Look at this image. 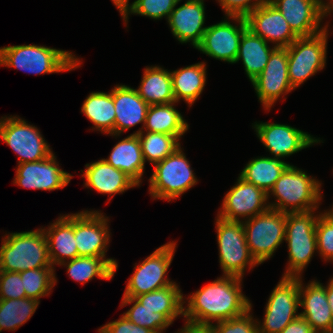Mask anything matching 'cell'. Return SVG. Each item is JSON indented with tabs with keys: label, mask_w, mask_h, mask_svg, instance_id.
Segmentation results:
<instances>
[{
	"label": "cell",
	"mask_w": 333,
	"mask_h": 333,
	"mask_svg": "<svg viewBox=\"0 0 333 333\" xmlns=\"http://www.w3.org/2000/svg\"><path fill=\"white\" fill-rule=\"evenodd\" d=\"M248 29L275 47H288L298 36L281 12L269 1L258 6L246 18Z\"/></svg>",
	"instance_id": "ffe728a7"
},
{
	"label": "cell",
	"mask_w": 333,
	"mask_h": 333,
	"mask_svg": "<svg viewBox=\"0 0 333 333\" xmlns=\"http://www.w3.org/2000/svg\"><path fill=\"white\" fill-rule=\"evenodd\" d=\"M289 165L280 158L258 156L246 164L239 176L268 194Z\"/></svg>",
	"instance_id": "d6a6232c"
},
{
	"label": "cell",
	"mask_w": 333,
	"mask_h": 333,
	"mask_svg": "<svg viewBox=\"0 0 333 333\" xmlns=\"http://www.w3.org/2000/svg\"><path fill=\"white\" fill-rule=\"evenodd\" d=\"M326 296L333 316V277L331 279L329 278V281L326 285Z\"/></svg>",
	"instance_id": "c3c4849f"
},
{
	"label": "cell",
	"mask_w": 333,
	"mask_h": 333,
	"mask_svg": "<svg viewBox=\"0 0 333 333\" xmlns=\"http://www.w3.org/2000/svg\"><path fill=\"white\" fill-rule=\"evenodd\" d=\"M40 301L33 298L0 299V331H15L35 313Z\"/></svg>",
	"instance_id": "e575fe53"
},
{
	"label": "cell",
	"mask_w": 333,
	"mask_h": 333,
	"mask_svg": "<svg viewBox=\"0 0 333 333\" xmlns=\"http://www.w3.org/2000/svg\"><path fill=\"white\" fill-rule=\"evenodd\" d=\"M178 0H134L128 15L123 19L124 25L128 24L129 16L132 14L149 17L153 20H166L174 10Z\"/></svg>",
	"instance_id": "f35d334b"
},
{
	"label": "cell",
	"mask_w": 333,
	"mask_h": 333,
	"mask_svg": "<svg viewBox=\"0 0 333 333\" xmlns=\"http://www.w3.org/2000/svg\"><path fill=\"white\" fill-rule=\"evenodd\" d=\"M116 9L121 14L122 20L128 15L132 8V3H129V0H111Z\"/></svg>",
	"instance_id": "bcb514c9"
},
{
	"label": "cell",
	"mask_w": 333,
	"mask_h": 333,
	"mask_svg": "<svg viewBox=\"0 0 333 333\" xmlns=\"http://www.w3.org/2000/svg\"><path fill=\"white\" fill-rule=\"evenodd\" d=\"M257 320L258 318L253 316L252 303H250V309L244 314L213 323L209 329L212 333H258Z\"/></svg>",
	"instance_id": "ab89813d"
},
{
	"label": "cell",
	"mask_w": 333,
	"mask_h": 333,
	"mask_svg": "<svg viewBox=\"0 0 333 333\" xmlns=\"http://www.w3.org/2000/svg\"><path fill=\"white\" fill-rule=\"evenodd\" d=\"M219 263L223 276L243 279L245 271L259 264L251 256L242 222L215 217Z\"/></svg>",
	"instance_id": "ba28073f"
},
{
	"label": "cell",
	"mask_w": 333,
	"mask_h": 333,
	"mask_svg": "<svg viewBox=\"0 0 333 333\" xmlns=\"http://www.w3.org/2000/svg\"><path fill=\"white\" fill-rule=\"evenodd\" d=\"M2 238L0 247L2 271L22 272L53 267L42 227L25 232L5 233Z\"/></svg>",
	"instance_id": "277c9868"
},
{
	"label": "cell",
	"mask_w": 333,
	"mask_h": 333,
	"mask_svg": "<svg viewBox=\"0 0 333 333\" xmlns=\"http://www.w3.org/2000/svg\"><path fill=\"white\" fill-rule=\"evenodd\" d=\"M80 60L71 51L37 44L0 47V67L34 75L72 71L81 66Z\"/></svg>",
	"instance_id": "7a4b0ae2"
},
{
	"label": "cell",
	"mask_w": 333,
	"mask_h": 333,
	"mask_svg": "<svg viewBox=\"0 0 333 333\" xmlns=\"http://www.w3.org/2000/svg\"><path fill=\"white\" fill-rule=\"evenodd\" d=\"M247 28L244 17L225 16L221 22L208 26L195 49L216 60L235 64L240 39Z\"/></svg>",
	"instance_id": "4fadbf2b"
},
{
	"label": "cell",
	"mask_w": 333,
	"mask_h": 333,
	"mask_svg": "<svg viewBox=\"0 0 333 333\" xmlns=\"http://www.w3.org/2000/svg\"><path fill=\"white\" fill-rule=\"evenodd\" d=\"M258 101L264 110H271L272 106L284 95L295 90L288 77V51L287 47H276L262 73L251 82Z\"/></svg>",
	"instance_id": "5bb4252c"
},
{
	"label": "cell",
	"mask_w": 333,
	"mask_h": 333,
	"mask_svg": "<svg viewBox=\"0 0 333 333\" xmlns=\"http://www.w3.org/2000/svg\"><path fill=\"white\" fill-rule=\"evenodd\" d=\"M286 19L298 37H310L329 27L323 19L331 13L317 0H269Z\"/></svg>",
	"instance_id": "ac0fdd59"
},
{
	"label": "cell",
	"mask_w": 333,
	"mask_h": 333,
	"mask_svg": "<svg viewBox=\"0 0 333 333\" xmlns=\"http://www.w3.org/2000/svg\"><path fill=\"white\" fill-rule=\"evenodd\" d=\"M260 142L272 157L283 160L305 148L323 142L308 132L287 124L254 122L252 125Z\"/></svg>",
	"instance_id": "9a60e30c"
},
{
	"label": "cell",
	"mask_w": 333,
	"mask_h": 333,
	"mask_svg": "<svg viewBox=\"0 0 333 333\" xmlns=\"http://www.w3.org/2000/svg\"><path fill=\"white\" fill-rule=\"evenodd\" d=\"M269 208L268 194L238 176L233 187L225 194L217 216L227 221L242 222Z\"/></svg>",
	"instance_id": "2e32d148"
},
{
	"label": "cell",
	"mask_w": 333,
	"mask_h": 333,
	"mask_svg": "<svg viewBox=\"0 0 333 333\" xmlns=\"http://www.w3.org/2000/svg\"><path fill=\"white\" fill-rule=\"evenodd\" d=\"M178 147L164 160L153 165L149 178V194L155 199L171 200L179 197L198 183L193 169L183 152Z\"/></svg>",
	"instance_id": "8992f818"
},
{
	"label": "cell",
	"mask_w": 333,
	"mask_h": 333,
	"mask_svg": "<svg viewBox=\"0 0 333 333\" xmlns=\"http://www.w3.org/2000/svg\"><path fill=\"white\" fill-rule=\"evenodd\" d=\"M242 280L238 277H217L213 282L184 297L185 324L197 328H209L213 321H225L244 314L250 309V300L242 292Z\"/></svg>",
	"instance_id": "6da1fadb"
},
{
	"label": "cell",
	"mask_w": 333,
	"mask_h": 333,
	"mask_svg": "<svg viewBox=\"0 0 333 333\" xmlns=\"http://www.w3.org/2000/svg\"><path fill=\"white\" fill-rule=\"evenodd\" d=\"M328 32L330 31L327 27L319 34L298 37L287 47L288 77L294 89L325 68Z\"/></svg>",
	"instance_id": "9c48e42d"
},
{
	"label": "cell",
	"mask_w": 333,
	"mask_h": 333,
	"mask_svg": "<svg viewBox=\"0 0 333 333\" xmlns=\"http://www.w3.org/2000/svg\"><path fill=\"white\" fill-rule=\"evenodd\" d=\"M0 139L18 155V164L43 160L53 153L40 130L17 115L0 118Z\"/></svg>",
	"instance_id": "8fae6325"
},
{
	"label": "cell",
	"mask_w": 333,
	"mask_h": 333,
	"mask_svg": "<svg viewBox=\"0 0 333 333\" xmlns=\"http://www.w3.org/2000/svg\"><path fill=\"white\" fill-rule=\"evenodd\" d=\"M176 333H212V331L209 328H197L184 325V327L179 329Z\"/></svg>",
	"instance_id": "7dc6e473"
},
{
	"label": "cell",
	"mask_w": 333,
	"mask_h": 333,
	"mask_svg": "<svg viewBox=\"0 0 333 333\" xmlns=\"http://www.w3.org/2000/svg\"><path fill=\"white\" fill-rule=\"evenodd\" d=\"M98 333H155L154 331L130 322L123 314L115 321L98 329Z\"/></svg>",
	"instance_id": "ee69618b"
},
{
	"label": "cell",
	"mask_w": 333,
	"mask_h": 333,
	"mask_svg": "<svg viewBox=\"0 0 333 333\" xmlns=\"http://www.w3.org/2000/svg\"><path fill=\"white\" fill-rule=\"evenodd\" d=\"M132 303L130 309L123 313L130 322L148 328L155 333H164L172 324L163 314L143 306L134 297H122L120 308Z\"/></svg>",
	"instance_id": "8d00e7d4"
},
{
	"label": "cell",
	"mask_w": 333,
	"mask_h": 333,
	"mask_svg": "<svg viewBox=\"0 0 333 333\" xmlns=\"http://www.w3.org/2000/svg\"><path fill=\"white\" fill-rule=\"evenodd\" d=\"M82 178H85L84 187L91 188L100 194H108L110 199L116 194H123L130 188L139 185L129 177L125 172L114 168L103 158L87 163L85 169L80 170Z\"/></svg>",
	"instance_id": "cb8c5ba5"
},
{
	"label": "cell",
	"mask_w": 333,
	"mask_h": 333,
	"mask_svg": "<svg viewBox=\"0 0 333 333\" xmlns=\"http://www.w3.org/2000/svg\"><path fill=\"white\" fill-rule=\"evenodd\" d=\"M317 210L286 213L284 241L287 242L289 256L283 277H301L315 252H318L316 222L322 212Z\"/></svg>",
	"instance_id": "5b68a950"
},
{
	"label": "cell",
	"mask_w": 333,
	"mask_h": 333,
	"mask_svg": "<svg viewBox=\"0 0 333 333\" xmlns=\"http://www.w3.org/2000/svg\"><path fill=\"white\" fill-rule=\"evenodd\" d=\"M19 273L23 280L26 297L38 301L42 297L49 296L57 283L54 267L29 269Z\"/></svg>",
	"instance_id": "74e56055"
},
{
	"label": "cell",
	"mask_w": 333,
	"mask_h": 333,
	"mask_svg": "<svg viewBox=\"0 0 333 333\" xmlns=\"http://www.w3.org/2000/svg\"><path fill=\"white\" fill-rule=\"evenodd\" d=\"M321 185V181L291 164L269 191V207L283 213L308 212L318 209L323 199ZM271 196L275 198L273 203L269 202Z\"/></svg>",
	"instance_id": "3957f363"
},
{
	"label": "cell",
	"mask_w": 333,
	"mask_h": 333,
	"mask_svg": "<svg viewBox=\"0 0 333 333\" xmlns=\"http://www.w3.org/2000/svg\"><path fill=\"white\" fill-rule=\"evenodd\" d=\"M320 4H322L326 9H327V1H324V0H317Z\"/></svg>",
	"instance_id": "816d5d0a"
},
{
	"label": "cell",
	"mask_w": 333,
	"mask_h": 333,
	"mask_svg": "<svg viewBox=\"0 0 333 333\" xmlns=\"http://www.w3.org/2000/svg\"><path fill=\"white\" fill-rule=\"evenodd\" d=\"M109 219L98 210L74 213V236L78 256L106 257L111 237Z\"/></svg>",
	"instance_id": "e0dca14e"
},
{
	"label": "cell",
	"mask_w": 333,
	"mask_h": 333,
	"mask_svg": "<svg viewBox=\"0 0 333 333\" xmlns=\"http://www.w3.org/2000/svg\"><path fill=\"white\" fill-rule=\"evenodd\" d=\"M26 298L23 280L19 272H0V299Z\"/></svg>",
	"instance_id": "b9f144b4"
},
{
	"label": "cell",
	"mask_w": 333,
	"mask_h": 333,
	"mask_svg": "<svg viewBox=\"0 0 333 333\" xmlns=\"http://www.w3.org/2000/svg\"><path fill=\"white\" fill-rule=\"evenodd\" d=\"M263 38L255 35L250 29H246L239 43V51L235 63L243 62L245 74L250 82L254 81L264 70L272 51ZM270 46V47H269Z\"/></svg>",
	"instance_id": "4316f807"
},
{
	"label": "cell",
	"mask_w": 333,
	"mask_h": 333,
	"mask_svg": "<svg viewBox=\"0 0 333 333\" xmlns=\"http://www.w3.org/2000/svg\"><path fill=\"white\" fill-rule=\"evenodd\" d=\"M300 317L307 320L316 333H333V316L326 296V286L317 280L304 285L299 277Z\"/></svg>",
	"instance_id": "7402d4cb"
},
{
	"label": "cell",
	"mask_w": 333,
	"mask_h": 333,
	"mask_svg": "<svg viewBox=\"0 0 333 333\" xmlns=\"http://www.w3.org/2000/svg\"><path fill=\"white\" fill-rule=\"evenodd\" d=\"M113 103L115 107V134L110 136L120 137L121 133L130 130L142 123L141 128L132 134L143 131L149 104L131 86L117 84L113 88Z\"/></svg>",
	"instance_id": "603a6c76"
},
{
	"label": "cell",
	"mask_w": 333,
	"mask_h": 333,
	"mask_svg": "<svg viewBox=\"0 0 333 333\" xmlns=\"http://www.w3.org/2000/svg\"><path fill=\"white\" fill-rule=\"evenodd\" d=\"M176 103L149 105L143 130L173 135L180 140L189 130V125L176 110Z\"/></svg>",
	"instance_id": "1f68e13d"
},
{
	"label": "cell",
	"mask_w": 333,
	"mask_h": 333,
	"mask_svg": "<svg viewBox=\"0 0 333 333\" xmlns=\"http://www.w3.org/2000/svg\"><path fill=\"white\" fill-rule=\"evenodd\" d=\"M327 10L330 13H333V0H328V2H327Z\"/></svg>",
	"instance_id": "681fc988"
},
{
	"label": "cell",
	"mask_w": 333,
	"mask_h": 333,
	"mask_svg": "<svg viewBox=\"0 0 333 333\" xmlns=\"http://www.w3.org/2000/svg\"><path fill=\"white\" fill-rule=\"evenodd\" d=\"M181 1L178 0L167 23L171 33L181 44L190 42L193 48H196L208 28L204 26L206 19L204 0H186L177 7Z\"/></svg>",
	"instance_id": "44dd1931"
},
{
	"label": "cell",
	"mask_w": 333,
	"mask_h": 333,
	"mask_svg": "<svg viewBox=\"0 0 333 333\" xmlns=\"http://www.w3.org/2000/svg\"><path fill=\"white\" fill-rule=\"evenodd\" d=\"M104 160L114 168L125 172L139 186L145 173V160L137 134H130L118 141Z\"/></svg>",
	"instance_id": "484cf974"
},
{
	"label": "cell",
	"mask_w": 333,
	"mask_h": 333,
	"mask_svg": "<svg viewBox=\"0 0 333 333\" xmlns=\"http://www.w3.org/2000/svg\"><path fill=\"white\" fill-rule=\"evenodd\" d=\"M280 333H316L310 323L302 317L290 322Z\"/></svg>",
	"instance_id": "f6af8a7d"
},
{
	"label": "cell",
	"mask_w": 333,
	"mask_h": 333,
	"mask_svg": "<svg viewBox=\"0 0 333 333\" xmlns=\"http://www.w3.org/2000/svg\"><path fill=\"white\" fill-rule=\"evenodd\" d=\"M251 256L261 265L274 256L285 240L286 213L269 208L242 221Z\"/></svg>",
	"instance_id": "52a82bcc"
},
{
	"label": "cell",
	"mask_w": 333,
	"mask_h": 333,
	"mask_svg": "<svg viewBox=\"0 0 333 333\" xmlns=\"http://www.w3.org/2000/svg\"><path fill=\"white\" fill-rule=\"evenodd\" d=\"M325 213H327L332 219H333V205L332 208H330L329 210H324Z\"/></svg>",
	"instance_id": "f907efd6"
},
{
	"label": "cell",
	"mask_w": 333,
	"mask_h": 333,
	"mask_svg": "<svg viewBox=\"0 0 333 333\" xmlns=\"http://www.w3.org/2000/svg\"><path fill=\"white\" fill-rule=\"evenodd\" d=\"M54 154L43 160L18 164L13 183L34 190L63 189L70 183L73 175L59 167Z\"/></svg>",
	"instance_id": "d6986e66"
},
{
	"label": "cell",
	"mask_w": 333,
	"mask_h": 333,
	"mask_svg": "<svg viewBox=\"0 0 333 333\" xmlns=\"http://www.w3.org/2000/svg\"><path fill=\"white\" fill-rule=\"evenodd\" d=\"M47 239L49 258L54 268L78 256L74 236V213L61 215L47 228L42 227Z\"/></svg>",
	"instance_id": "d4e9b609"
},
{
	"label": "cell",
	"mask_w": 333,
	"mask_h": 333,
	"mask_svg": "<svg viewBox=\"0 0 333 333\" xmlns=\"http://www.w3.org/2000/svg\"><path fill=\"white\" fill-rule=\"evenodd\" d=\"M316 238L319 256L333 263V219L324 211L316 222Z\"/></svg>",
	"instance_id": "60d3db41"
},
{
	"label": "cell",
	"mask_w": 333,
	"mask_h": 333,
	"mask_svg": "<svg viewBox=\"0 0 333 333\" xmlns=\"http://www.w3.org/2000/svg\"><path fill=\"white\" fill-rule=\"evenodd\" d=\"M299 308V277L282 276L266 302L262 323L257 320L258 333H280L300 316Z\"/></svg>",
	"instance_id": "7c38bea8"
},
{
	"label": "cell",
	"mask_w": 333,
	"mask_h": 333,
	"mask_svg": "<svg viewBox=\"0 0 333 333\" xmlns=\"http://www.w3.org/2000/svg\"><path fill=\"white\" fill-rule=\"evenodd\" d=\"M62 265L66 267L68 276L82 285L94 277L110 281L118 268L116 259L107 257L79 256L60 264Z\"/></svg>",
	"instance_id": "f546056e"
},
{
	"label": "cell",
	"mask_w": 333,
	"mask_h": 333,
	"mask_svg": "<svg viewBox=\"0 0 333 333\" xmlns=\"http://www.w3.org/2000/svg\"><path fill=\"white\" fill-rule=\"evenodd\" d=\"M140 86L136 88L139 96L149 105L175 102L172 77L169 70L161 66H146Z\"/></svg>",
	"instance_id": "f1b7e54d"
},
{
	"label": "cell",
	"mask_w": 333,
	"mask_h": 333,
	"mask_svg": "<svg viewBox=\"0 0 333 333\" xmlns=\"http://www.w3.org/2000/svg\"><path fill=\"white\" fill-rule=\"evenodd\" d=\"M225 16L246 18L258 6L269 0H216Z\"/></svg>",
	"instance_id": "7bdbcfd3"
},
{
	"label": "cell",
	"mask_w": 333,
	"mask_h": 333,
	"mask_svg": "<svg viewBox=\"0 0 333 333\" xmlns=\"http://www.w3.org/2000/svg\"><path fill=\"white\" fill-rule=\"evenodd\" d=\"M179 287L178 284H171L135 299L150 310L163 314L173 324L177 317H184V295Z\"/></svg>",
	"instance_id": "836d02e7"
},
{
	"label": "cell",
	"mask_w": 333,
	"mask_h": 333,
	"mask_svg": "<svg viewBox=\"0 0 333 333\" xmlns=\"http://www.w3.org/2000/svg\"><path fill=\"white\" fill-rule=\"evenodd\" d=\"M176 240L158 247L141 263L134 265V273L128 279L123 297H136L171 284H178L167 276L176 251Z\"/></svg>",
	"instance_id": "30bf717a"
},
{
	"label": "cell",
	"mask_w": 333,
	"mask_h": 333,
	"mask_svg": "<svg viewBox=\"0 0 333 333\" xmlns=\"http://www.w3.org/2000/svg\"><path fill=\"white\" fill-rule=\"evenodd\" d=\"M145 163L156 164L164 160L181 146L180 140L173 135L142 131L138 134Z\"/></svg>",
	"instance_id": "d590c367"
},
{
	"label": "cell",
	"mask_w": 333,
	"mask_h": 333,
	"mask_svg": "<svg viewBox=\"0 0 333 333\" xmlns=\"http://www.w3.org/2000/svg\"><path fill=\"white\" fill-rule=\"evenodd\" d=\"M206 62H198L170 71L173 94L177 104L183 100L191 107L202 94L207 79Z\"/></svg>",
	"instance_id": "83f0119b"
},
{
	"label": "cell",
	"mask_w": 333,
	"mask_h": 333,
	"mask_svg": "<svg viewBox=\"0 0 333 333\" xmlns=\"http://www.w3.org/2000/svg\"><path fill=\"white\" fill-rule=\"evenodd\" d=\"M81 113L91 123L92 130L104 134H115V107L113 103V88L109 92H91L84 100Z\"/></svg>",
	"instance_id": "4dcf8cb0"
}]
</instances>
